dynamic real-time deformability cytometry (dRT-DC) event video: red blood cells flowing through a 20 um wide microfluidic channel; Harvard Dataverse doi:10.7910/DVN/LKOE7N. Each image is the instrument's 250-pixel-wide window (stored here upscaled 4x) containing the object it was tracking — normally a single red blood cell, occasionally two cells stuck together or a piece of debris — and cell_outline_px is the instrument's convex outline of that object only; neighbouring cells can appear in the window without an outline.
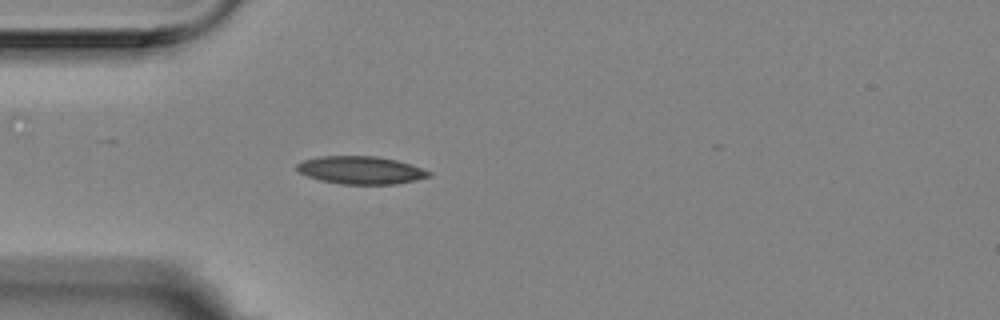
{"species": "Egyptian fruit bat (a non-hibernating species)", "species_latin": "Rousettus aegyptiacus", "temperature_condition": "room temperature", "stored_images_in_passage": 1, "camera_frame_rate_fps": 3000, "um_per_image_px": 0.085, "animal": {"sex": "female"}, "frame": {"image": 1, "passage_image": 1, "time_ms": 0.0, "image_size_px": [1000, 320], "cell_outline_px": [[432, 176], [416, 180], [396, 184], [340, 184], [320, 180], [308, 176], [300, 172], [296, 168], [296, 164], [304, 160], [320, 156], [376, 156], [396, 160], [412, 164], [432, 172]], "centroid_in_image_um": [30.7, 14.46], "position_along_channel_um": 54.3, "area_um2": 21.44}}